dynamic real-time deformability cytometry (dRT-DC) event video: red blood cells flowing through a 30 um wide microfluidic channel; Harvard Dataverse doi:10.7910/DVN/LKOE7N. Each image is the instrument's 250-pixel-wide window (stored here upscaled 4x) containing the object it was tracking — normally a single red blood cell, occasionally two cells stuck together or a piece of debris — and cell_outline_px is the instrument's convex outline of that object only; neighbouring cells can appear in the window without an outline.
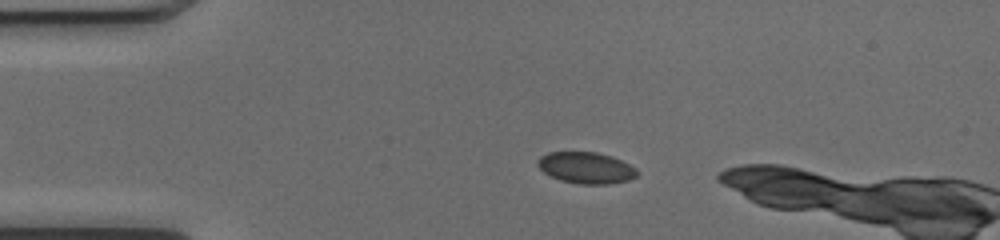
{"species": "common noctule bat (a hibernating species)", "species_latin": "Nyctalus noctula", "temperature_condition": "cold", "stored_images_in_passage": 41, "camera_frame_rate_fps": 3000, "um_per_image_px": 0.085, "animal": {"sex": "female", "body_mass_g": 17.0, "forearm_length_mm": 48.0}, "frame": {"image": 1, "passage_image": 7, "time_ms": 2.0, "image_size_px": [1000, 240], "cell_outline_px": [[640, 172], [636, 176], [628, 180], [608, 184], [576, 184], [560, 180], [544, 172], [536, 164], [536, 160], [540, 156], [548, 152], [596, 152], [612, 156], [636, 168]], "centroid_in_image_um": [49.8, 14.26], "position_along_channel_um": 35.2, "area_um2": 18.26}}
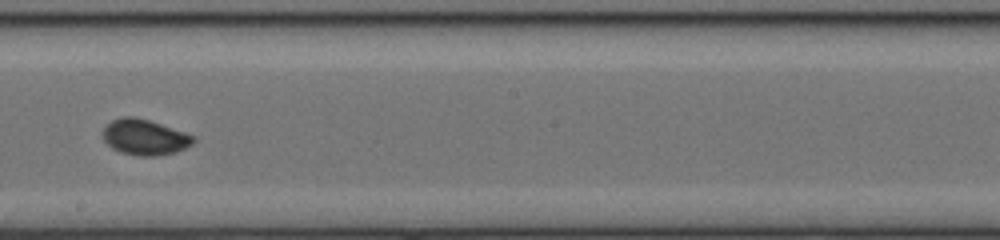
{"frame": {"image": 2, "passage_image": 25, "time_ms": 8.0, "image_size_px": [1000, 240], "cell_outline_px": [[196, 140], [192, 144], [176, 152], [156, 156], [140, 156], [120, 152], [112, 148], [104, 140], [104, 128], [112, 120], [124, 116], [132, 116], [148, 120], [196, 136]], "centroid_in_image_um": [12.32, 11.67], "position_along_channel_um": 235.9, "area_um2": 18.61}}
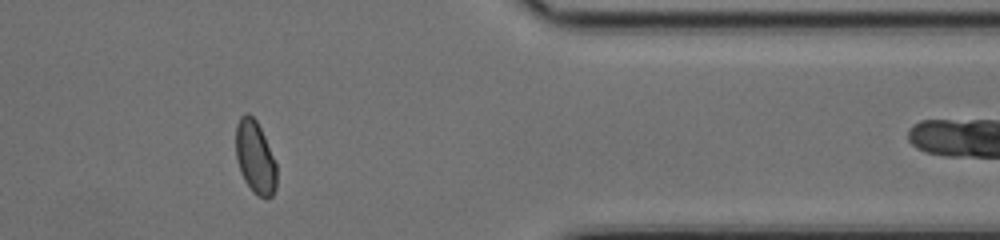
{"frame": {"image": 3, "passage_image": 38, "time_ms": 12.333, "image_size_px": [1000, 240], "cell_outline_px": [[276, 188], [272, 196], [260, 196], [252, 192], [244, 180], [240, 172], [236, 156], [236, 124], [240, 116], [244, 112], [248, 112], [256, 120], [264, 136], [276, 164]], "centroid_in_image_um": [21.67, 13.34], "position_along_channel_um": 389.7, "area_um2": 17.22}}